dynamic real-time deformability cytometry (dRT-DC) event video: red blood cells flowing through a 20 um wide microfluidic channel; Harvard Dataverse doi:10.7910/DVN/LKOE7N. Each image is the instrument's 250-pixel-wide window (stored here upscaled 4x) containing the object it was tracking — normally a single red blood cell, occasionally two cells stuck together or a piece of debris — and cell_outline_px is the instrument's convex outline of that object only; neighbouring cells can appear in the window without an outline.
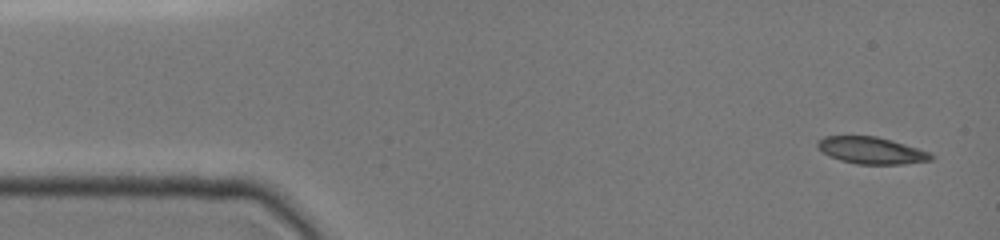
{"species": "common noctule bat (a hibernating species)", "species_latin": "Nyctalus noctula", "temperature_condition": "cold", "stored_images_in_passage": 4, "camera_frame_rate_fps": 3000, "um_per_image_px": 0.085, "animal": {"sex": "female", "body_mass_g": 19.0, "forearm_length_mm": 51.5}, "frame": {"image": 1, "passage_image": 1, "time_ms": 0.0, "image_size_px": [1000, 240], "cell_outline_px": [[936, 156], [932, 160], [904, 164], [856, 164], [840, 160], [824, 152], [816, 144], [816, 140], [824, 136], [876, 136], [892, 140], [928, 152]], "centroid_in_image_um": [74.07, 12.78], "position_along_channel_um": 10.9, "area_um2": 17.63}}
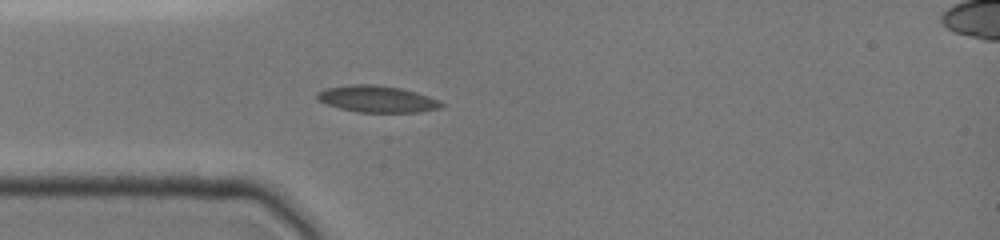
{"frame": {"image": 2, "passage_image": 4, "time_ms": 3.667, "image_size_px": [1000, 240], "cell_outline_px": [[444, 104], [440, 108], [416, 112], [356, 112], [340, 108], [316, 100], [316, 92], [328, 88], [348, 84], [376, 84], [400, 88], [416, 92], [440, 100]], "centroid_in_image_um": [32.03, 8.41], "position_along_channel_um": 53.0, "area_um2": 19.31}}